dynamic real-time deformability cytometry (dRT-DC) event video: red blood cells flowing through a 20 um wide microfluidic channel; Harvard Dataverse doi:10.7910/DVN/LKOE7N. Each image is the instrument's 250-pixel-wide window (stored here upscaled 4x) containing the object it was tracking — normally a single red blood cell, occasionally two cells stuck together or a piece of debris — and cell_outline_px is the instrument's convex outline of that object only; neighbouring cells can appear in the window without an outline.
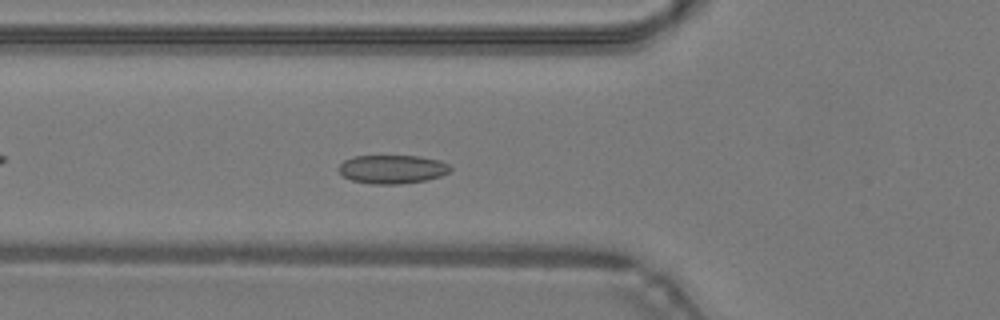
{"species": "common noctule bat (a hibernating species)", "species_latin": "Nyctalus noctula", "temperature_condition": "warm", "stored_images_in_passage": 44, "camera_frame_rate_fps": 3000, "um_per_image_px": 0.085, "animal": {"sex": "male", "body_mass_g": 19.2, "forearm_length_mm": 51.8}, "frame": {"image": 1, "passage_image": 13, "time_ms": 4.0, "image_size_px": [1000, 320], "cell_outline_px": [[452, 168], [448, 172], [440, 176], [424, 180], [400, 184], [372, 184], [352, 180], [344, 176], [336, 168], [344, 160], [352, 156], [420, 156], [440, 160], [448, 164]], "centroid_in_image_um": [33.32, 14.37], "position_along_channel_um": 92.5, "area_um2": 18.61}}
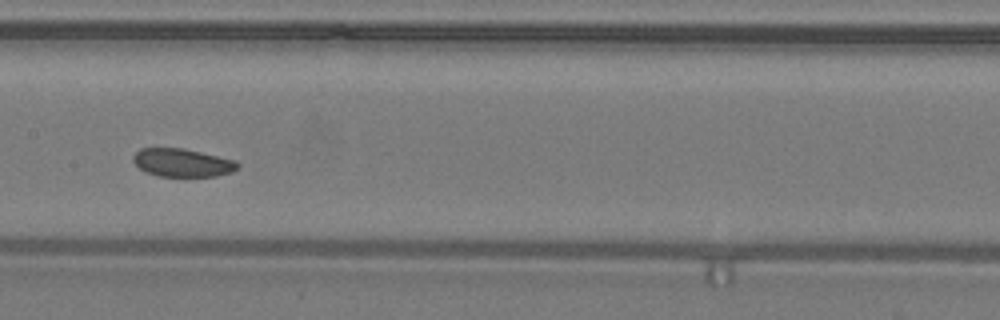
{"frame": {"image": 2, "passage_image": 20, "time_ms": 6.333, "image_size_px": [1000, 320], "cell_outline_px": [[240, 168], [232, 172], [216, 176], [160, 176], [148, 172], [140, 168], [132, 160], [132, 156], [140, 148], [184, 148], [236, 160], [240, 164]], "centroid_in_image_um": [15.54, 13.82], "position_along_channel_um": 191.9, "area_um2": 17.17}}
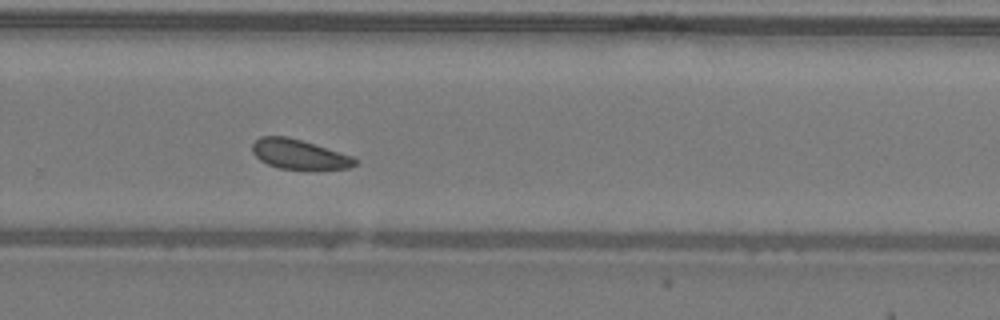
{"frame": {"image": 3, "passage_image": 28, "time_ms": 9.0, "image_size_px": [1000, 320], "cell_outline_px": [[360, 160], [356, 164], [348, 168], [280, 168], [268, 164], [260, 160], [252, 152], [252, 144], [260, 136], [288, 136], [352, 156]], "centroid_in_image_um": [25.4, 13.09], "position_along_channel_um": 304.4, "area_um2": 17.34}, "authors_computed_cell_mechanics": {"area_um2": 18.5827, "velocity_mm_per_s": 4.2388, "shape_relaxation_time_tau1_ms": null, "shape_relaxation_time_tau2_ms": 7.7227, "deformation_change_tau1": null, "deformation_change_tau2": 0.1329}}